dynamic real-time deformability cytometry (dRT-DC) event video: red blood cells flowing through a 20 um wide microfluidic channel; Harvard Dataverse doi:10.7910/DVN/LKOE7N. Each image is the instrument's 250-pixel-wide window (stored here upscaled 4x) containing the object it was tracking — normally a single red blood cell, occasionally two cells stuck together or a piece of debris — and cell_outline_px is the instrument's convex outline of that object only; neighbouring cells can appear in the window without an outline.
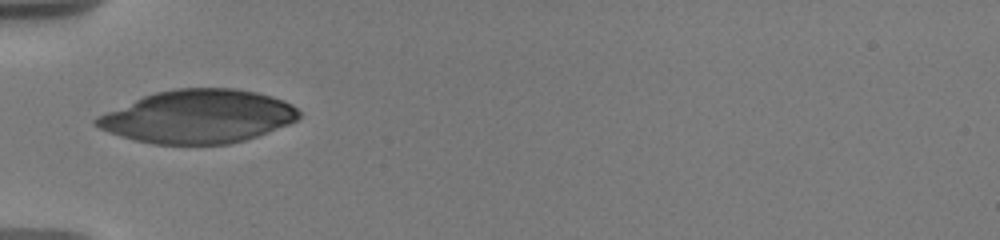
{"species": "human", "species_latin": "Homo sapiens", "temperature_condition": "warm", "stored_images_in_passage": 53, "camera_frame_rate_fps": 3000, "um_per_image_px": 0.085, "donor": {"sex": "male"}, "frame": {"image": 1, "passage_image": 1, "time_ms": 0.0, "image_size_px": [1000, 240], "cell_outline_px": [[300, 116], [296, 120], [288, 124], [268, 132], [244, 140], [228, 144], [156, 144], [136, 140], [120, 136], [100, 128], [92, 124], [92, 120], [96, 116], [144, 96], [156, 92], [176, 88], [236, 88], [256, 92], [272, 96], [284, 100], [292, 104], [300, 112]], "centroid_in_image_um": [16.84, 9.9], "position_along_channel_um": 68.2, "area_um2": 62.71}}
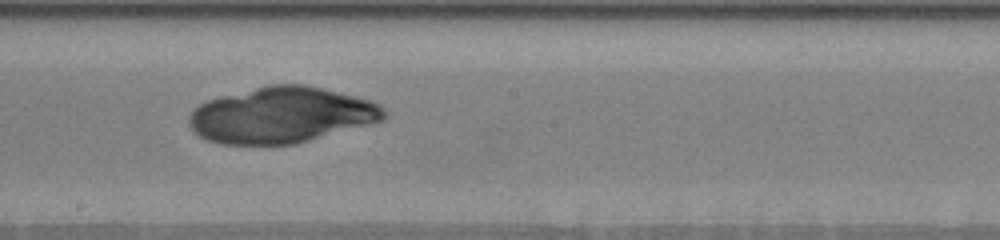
{"frame": {"image": 2, "passage_image": 22, "time_ms": 4.333, "image_size_px": [1000, 240], "cell_outline_px": [[388, 112], [384, 120], [296, 144], [220, 144], [208, 140], [200, 136], [188, 124], [188, 116], [192, 108], [204, 100], [268, 84], [304, 84], [324, 88], [356, 96], [380, 104]], "centroid_in_image_um": [23.91, 9.77], "position_along_channel_um": 224.3, "area_um2": 63.98}}
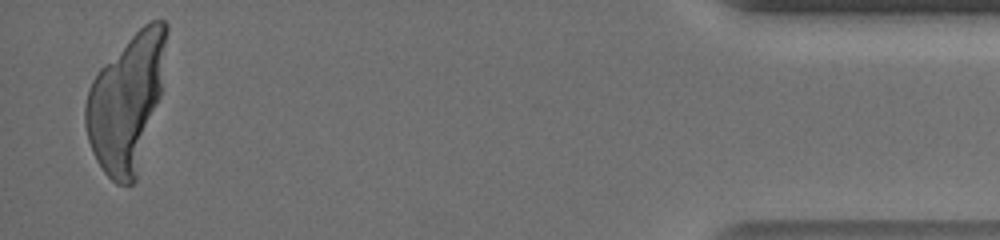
{"frame": {"image": 3, "passage_image": 51, "time_ms": 11.667, "image_size_px": [1000, 240], "cell_outline_px": [[168, 32], [160, 96], [136, 180], [132, 184], [116, 184], [104, 172], [96, 160], [92, 152], [88, 140], [84, 124], [84, 104], [92, 80], [100, 68], [144, 24], [152, 20], [164, 20], [168, 24]], "centroid_in_image_um": [10.74, 8.71], "position_along_channel_um": 424.5, "area_um2": 63.87}}